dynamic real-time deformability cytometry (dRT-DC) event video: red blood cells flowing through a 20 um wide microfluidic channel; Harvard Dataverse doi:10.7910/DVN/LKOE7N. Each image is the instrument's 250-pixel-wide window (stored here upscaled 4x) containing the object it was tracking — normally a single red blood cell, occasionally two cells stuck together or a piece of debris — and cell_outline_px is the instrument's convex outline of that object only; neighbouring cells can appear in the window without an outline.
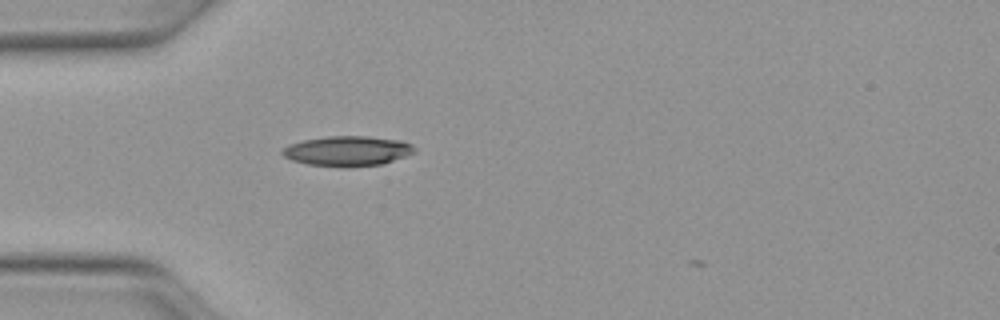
{"species": "Egyptian fruit bat (a non-hibernating species)", "species_latin": "Rousettus aegyptiacus", "temperature_condition": "warm", "stored_images_in_passage": 2, "camera_frame_rate_fps": 3000, "um_per_image_px": 0.085, "animal": {"sex": "female"}, "frame": {"image": 1, "passage_image": 1, "time_ms": 0.0, "image_size_px": [1000, 320], "cell_outline_px": [[416, 152], [384, 164], [308, 164], [292, 160], [284, 156], [280, 152], [288, 144], [304, 140], [328, 136], [368, 136], [400, 140], [412, 144], [416, 148]], "centroid_in_image_um": [29.57, 12.78], "position_along_channel_um": 55.4, "area_um2": 22.25}}